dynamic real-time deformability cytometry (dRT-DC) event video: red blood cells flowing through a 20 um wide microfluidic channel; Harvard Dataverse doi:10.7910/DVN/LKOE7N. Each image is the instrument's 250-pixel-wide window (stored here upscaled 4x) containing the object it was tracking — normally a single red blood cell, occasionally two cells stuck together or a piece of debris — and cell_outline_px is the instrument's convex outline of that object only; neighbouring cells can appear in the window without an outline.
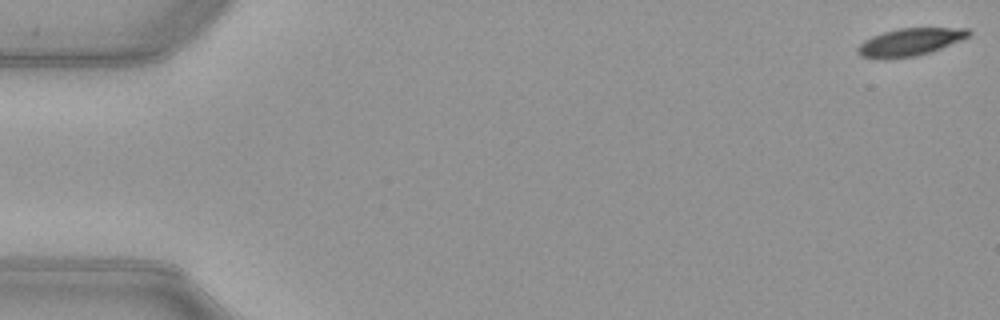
{"species": "common noctule bat (a hibernating species)", "species_latin": "Nyctalus noctula", "temperature_condition": "warm", "stored_images_in_passage": 52, "camera_frame_rate_fps": 3000, "um_per_image_px": 0.085, "animal": {"sex": "female", "body_mass_g": 21.9}, "frame": {"image": 1, "passage_image": 1, "time_ms": 0.0, "image_size_px": [1000, 320], "cell_outline_px": [[972, 36], [940, 48], [916, 56], [860, 56], [856, 52], [856, 48], [864, 40], [872, 36], [884, 32], [900, 28], [968, 28], [972, 32]], "centroid_in_image_um": [77.42, 3.52], "position_along_channel_um": 7.6, "area_um2": 17.17}}
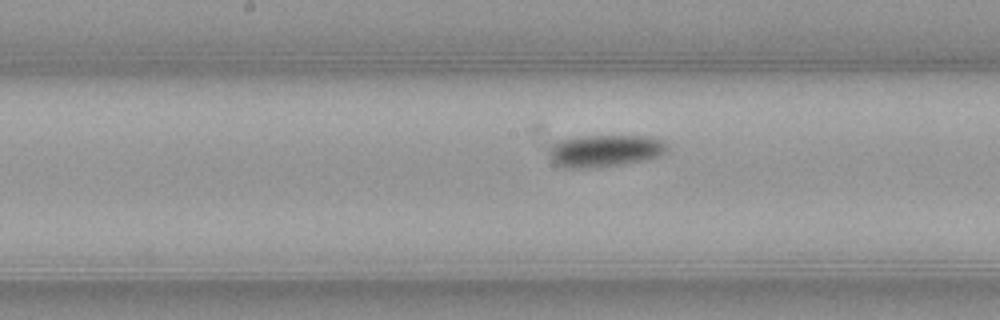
{"frame": {"image": 2, "passage_image": 27, "time_ms": 8.667, "image_size_px": [1000, 320], "cell_outline_px": [[668, 152], [660, 156], [644, 160], [600, 168], [564, 168], [552, 164], [548, 156], [548, 148], [552, 144], [560, 140], [576, 136], [652, 136], [664, 140], [668, 144]], "centroid_in_image_um": [51.4, 12.82], "position_along_channel_um": 196.8, "area_um2": 22.89}}
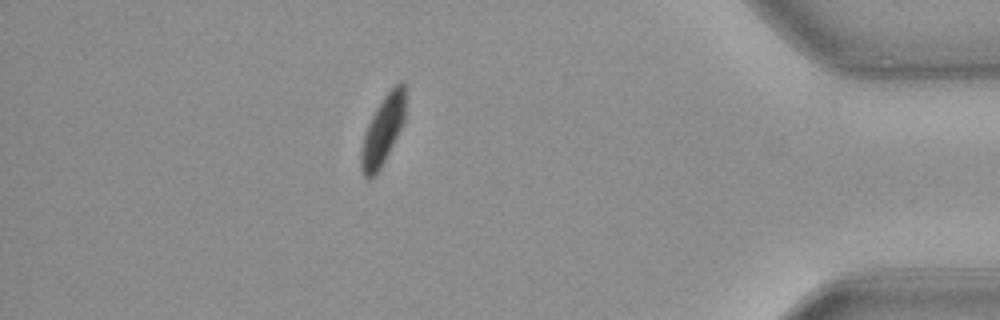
{"frame": {"image": 3, "passage_image": 46, "time_ms": 15.0, "image_size_px": [1000, 320], "cell_outline_px": [[404, 124], [380, 168], [372, 176], [364, 176], [360, 168], [360, 152], [364, 132], [376, 108], [384, 96], [400, 80], [404, 84]], "centroid_in_image_um": [32.52, 11.08], "position_along_channel_um": 402.7, "area_um2": 17.46}, "authors_computed_cell_mechanics": {"area_um2": 20.23, "velocity_mm_per_s": 3.9567, "shape_relaxation_time_tau1_ms": 8.6931, "shape_relaxation_time_tau2_ms": null, "deformation_change_tau1": 0.2054, "deformation_change_tau2": null}}